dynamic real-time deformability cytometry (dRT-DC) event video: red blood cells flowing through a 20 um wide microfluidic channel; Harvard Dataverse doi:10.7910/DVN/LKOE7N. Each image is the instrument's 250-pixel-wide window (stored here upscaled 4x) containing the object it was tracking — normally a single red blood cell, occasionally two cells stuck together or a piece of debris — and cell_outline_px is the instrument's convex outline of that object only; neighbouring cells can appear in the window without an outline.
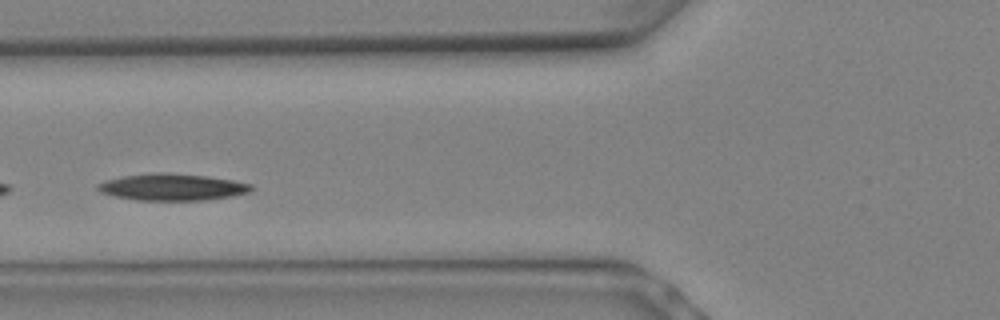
{"species": "Egyptian fruit bat (a non-hibernating species)", "species_latin": "Rousettus aegyptiacus", "temperature_condition": "warm", "stored_images_in_passage": 8, "segment_of_instrument_passage": [2, 2], "camera_frame_rate_fps": 3000, "um_per_image_px": 0.085, "animal": {"sex": "female"}, "frame": {"image": 1, "passage_image": 6, "time_ms": 1.667, "image_size_px": [1000, 320], "cell_outline_px": [[252, 188], [244, 192], [224, 196], [188, 200], [152, 200], [124, 196], [108, 192], [100, 188], [100, 184], [112, 180], [132, 176], [200, 176], [228, 180], [248, 184]], "centroid_in_image_um": [14.75, 15.94], "position_along_channel_um": 111.1, "area_um2": 20.35}}
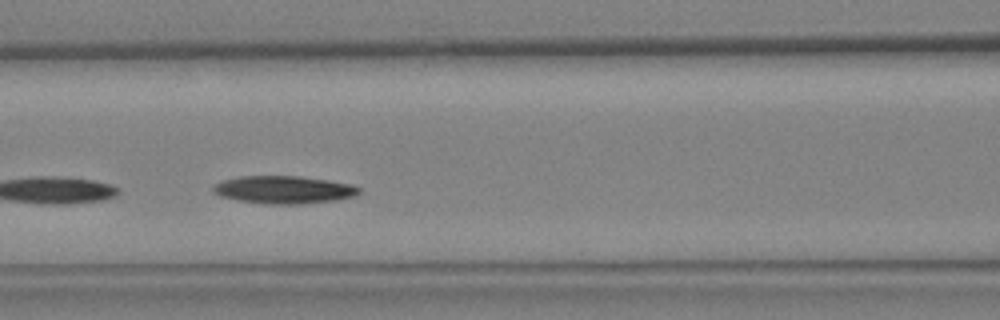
{"frame": {"image": 2, "passage_image": 7, "time_ms": 2.0, "image_size_px": [1000, 320], "cell_outline_px": [[356, 192], [348, 196], [324, 200], [248, 200], [228, 196], [216, 192], [216, 188], [220, 184], [228, 180], [248, 176], [292, 176], [320, 180], [344, 184], [356, 188]], "centroid_in_image_um": [24.08, 16.04], "position_along_channel_um": 142.5, "area_um2": 19.54}}